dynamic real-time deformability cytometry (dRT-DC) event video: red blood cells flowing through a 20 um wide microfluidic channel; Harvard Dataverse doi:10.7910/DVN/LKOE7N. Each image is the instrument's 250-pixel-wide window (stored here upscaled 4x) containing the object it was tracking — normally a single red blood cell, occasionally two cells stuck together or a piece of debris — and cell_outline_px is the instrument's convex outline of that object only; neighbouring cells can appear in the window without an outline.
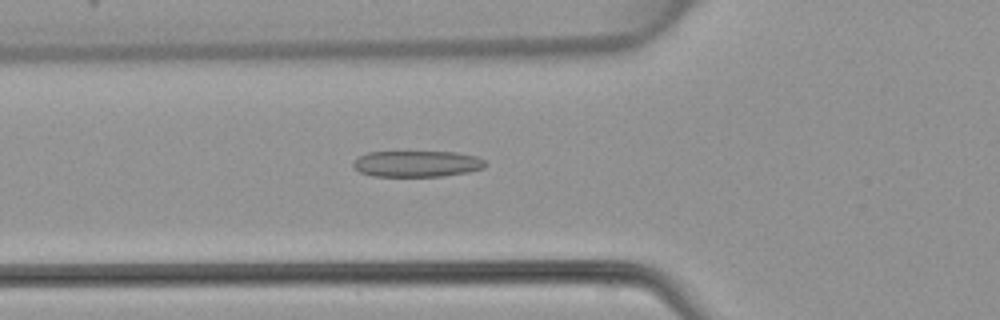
{"species": "common noctule bat (a hibernating species)", "species_latin": "Nyctalus noctula", "temperature_condition": "warm", "stored_images_in_passage": 48, "camera_frame_rate_fps": 3000, "um_per_image_px": 0.085, "animal": {"sex": "female", "body_mass_g": 22.7, "forearm_length_mm": 54.2}, "frame": {"image": 1, "passage_image": 17, "time_ms": 5.333, "image_size_px": [1000, 320], "cell_outline_px": [[488, 164], [484, 168], [468, 172], [444, 176], [372, 176], [360, 172], [352, 164], [360, 156], [368, 152], [456, 152], [476, 156], [484, 160]], "centroid_in_image_um": [35.49, 13.92], "position_along_channel_um": 90.3, "area_um2": 20.11}}
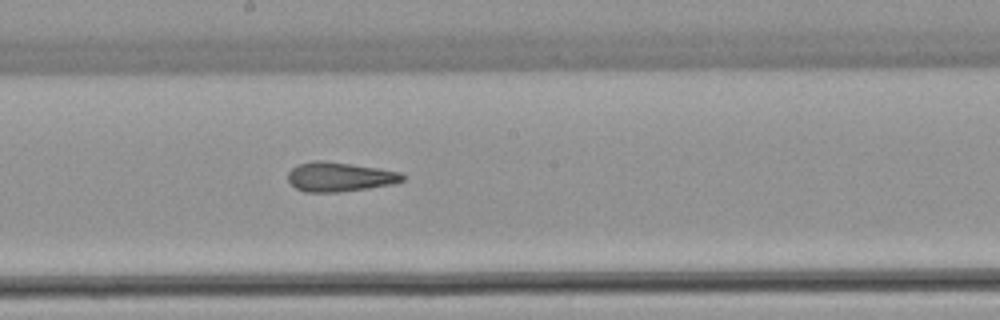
{"frame": {"image": 2, "passage_image": 26, "time_ms": 8.333, "image_size_px": [1000, 320], "cell_outline_px": [[404, 180], [396, 184], [340, 192], [304, 192], [296, 188], [288, 180], [288, 172], [296, 164], [312, 160], [320, 160], [352, 164], [400, 172], [404, 176]], "centroid_in_image_um": [28.85, 15.03], "position_along_channel_um": 219.4, "area_um2": 19.71}}
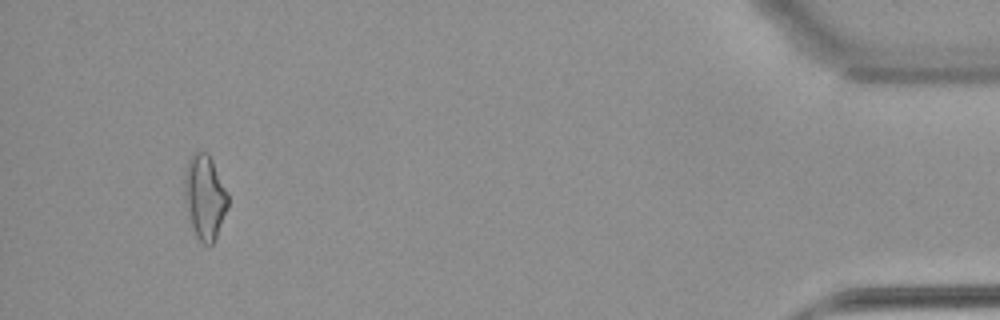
{"frame": {"image": 3, "passage_image": 45, "time_ms": 14.667, "image_size_px": [1000, 320], "cell_outline_px": [[228, 208], [216, 240], [212, 244], [204, 244], [196, 236], [192, 228], [188, 216], [184, 200], [184, 176], [188, 160], [196, 152], [208, 152], [228, 192]], "centroid_in_image_um": [17.41, 16.77], "position_along_channel_um": 417.8, "area_um2": 21.62}}